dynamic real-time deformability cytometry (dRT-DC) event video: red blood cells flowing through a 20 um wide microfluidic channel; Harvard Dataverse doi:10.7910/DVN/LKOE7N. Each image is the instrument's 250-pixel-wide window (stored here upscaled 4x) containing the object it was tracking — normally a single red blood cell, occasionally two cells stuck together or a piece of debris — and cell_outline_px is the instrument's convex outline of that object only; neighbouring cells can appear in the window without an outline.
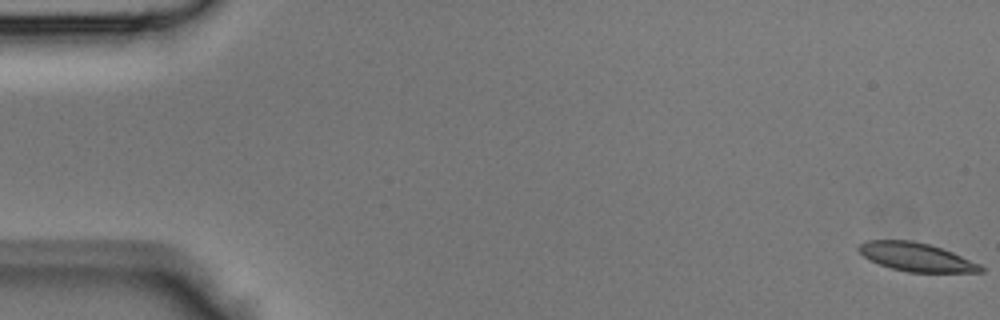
{"species": "Egyptian fruit bat (a non-hibernating species)", "species_latin": "Rousettus aegyptiacus", "temperature_condition": "room temperature", "stored_images_in_passage": 45, "camera_frame_rate_fps": 3000, "um_per_image_px": 0.085, "animal": {"sex": "male"}, "frame": {"image": 1, "passage_image": 1, "time_ms": 0.0, "image_size_px": [1000, 320], "cell_outline_px": [[984, 272], [908, 272], [892, 268], [880, 264], [864, 256], [856, 248], [860, 244], [868, 240], [912, 240], [928, 244], [952, 252], [980, 264], [984, 268]], "centroid_in_image_um": [77.89, 21.84], "position_along_channel_um": 7.1, "area_um2": 20.0}}
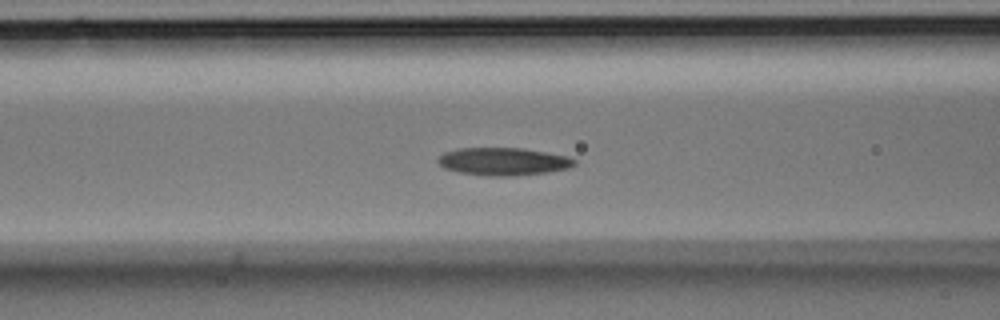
{"frame": {"image": 2, "passage_image": 18, "time_ms": 5.667, "image_size_px": [1000, 320], "cell_outline_px": [[576, 164], [568, 168], [544, 172], [512, 176], [488, 176], [460, 172], [444, 168], [436, 160], [444, 152], [456, 148], [524, 148], [564, 156], [576, 160]], "centroid_in_image_um": [42.73, 13.72], "position_along_channel_um": 123.9, "area_um2": 21.79}}
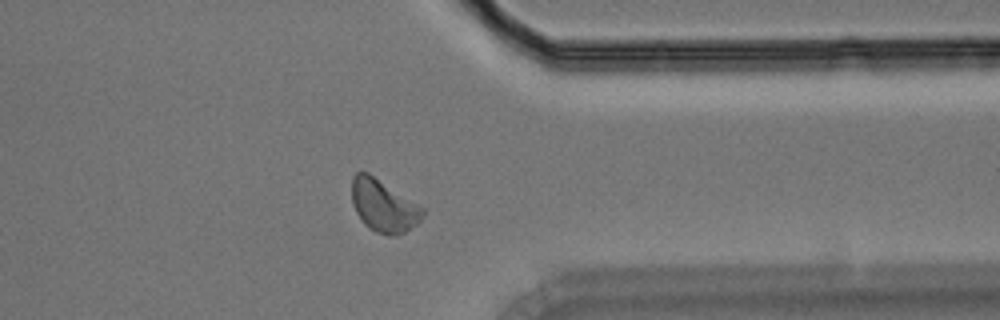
{"frame": {"image": 3, "passage_image": 35, "time_ms": 11.333, "image_size_px": [1000, 320], "cell_outline_px": [[424, 212], [420, 220], [416, 224], [404, 232], [392, 236], [388, 236], [376, 232], [368, 228], [364, 224], [356, 212], [352, 204], [352, 176], [356, 172], [368, 172], [424, 208]], "centroid_in_image_um": [32.57, 17.49], "position_along_channel_um": 378.8, "area_um2": 21.44}}